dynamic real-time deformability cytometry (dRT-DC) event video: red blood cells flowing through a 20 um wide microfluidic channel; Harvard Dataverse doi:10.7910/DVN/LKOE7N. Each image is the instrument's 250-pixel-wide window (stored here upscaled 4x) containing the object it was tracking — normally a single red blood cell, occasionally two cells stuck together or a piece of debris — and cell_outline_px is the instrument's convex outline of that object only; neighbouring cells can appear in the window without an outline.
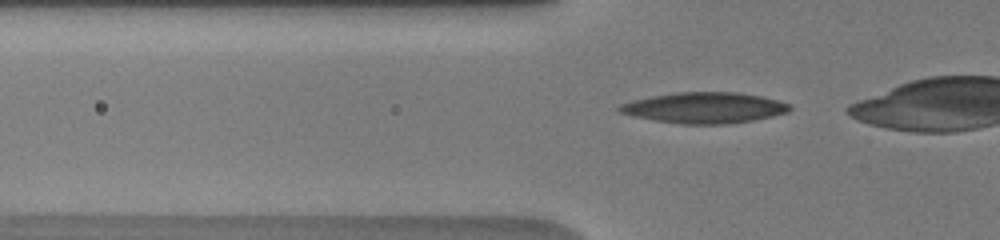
{"species": "human", "species_latin": "Homo sapiens", "temperature_condition": "warm", "stored_images_in_passage": 23, "camera_frame_rate_fps": 3000, "um_per_image_px": 0.085, "donor": {"sex": "male"}, "frame": {"image": 1, "passage_image": 9, "time_ms": 3.333, "image_size_px": [1000, 240], "cell_outline_px": [[792, 108], [788, 112], [772, 116], [752, 120], [728, 124], [680, 124], [652, 120], [632, 116], [620, 112], [616, 108], [620, 104], [632, 100], [652, 96], [676, 92], [736, 92], [760, 96], [792, 104]], "centroid_in_image_um": [59.85, 9.16], "position_along_channel_um": 65.9, "area_um2": 30.69}}
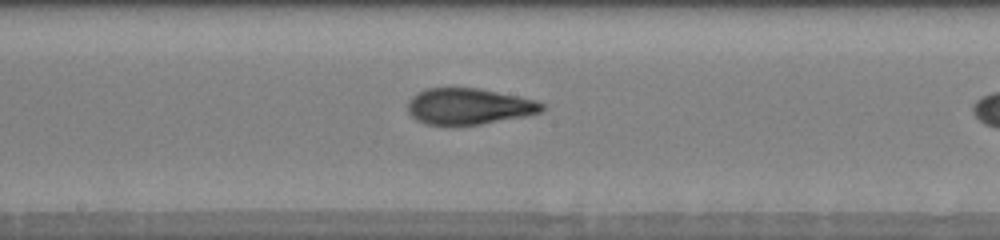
{"frame": {"image": 2, "passage_image": 18, "time_ms": 7.0, "image_size_px": [1000, 240], "cell_outline_px": [[548, 108], [540, 112], [524, 116], [480, 124], [448, 128], [424, 124], [416, 120], [408, 112], [408, 100], [416, 92], [428, 88], [480, 88], [536, 100], [548, 104]], "centroid_in_image_um": [39.83, 9.07], "position_along_channel_um": 208.4, "area_um2": 29.13}}
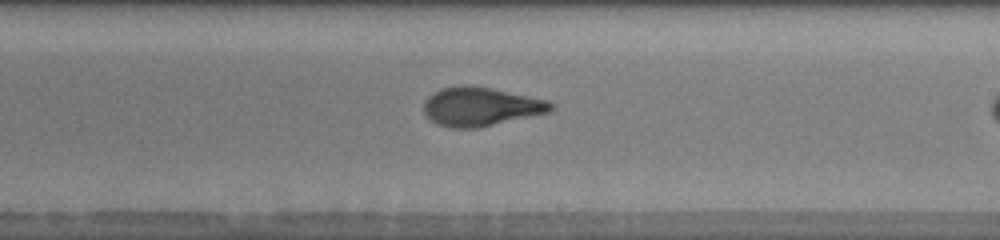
{"frame": {"image": 3, "passage_image": 21, "time_ms": 8.0, "image_size_px": [1000, 240], "cell_outline_px": [[556, 108], [548, 112], [476, 128], [448, 128], [436, 124], [424, 112], [424, 100], [428, 96], [440, 88], [460, 84], [468, 84], [492, 88], [548, 100], [556, 104]], "centroid_in_image_um": [40.85, 9.04], "position_along_channel_um": 248.2, "area_um2": 28.9}}